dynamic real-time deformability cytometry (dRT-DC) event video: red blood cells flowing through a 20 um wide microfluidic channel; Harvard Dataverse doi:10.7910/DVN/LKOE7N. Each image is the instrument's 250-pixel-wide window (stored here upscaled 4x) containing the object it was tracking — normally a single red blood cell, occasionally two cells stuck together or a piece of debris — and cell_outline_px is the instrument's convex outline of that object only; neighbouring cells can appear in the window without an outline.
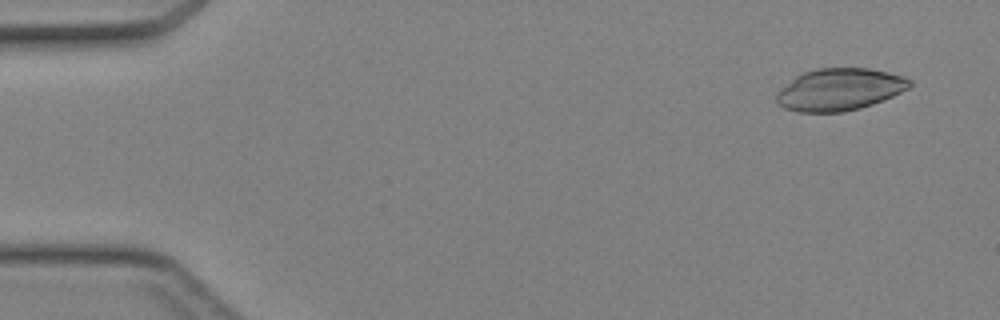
{"species": "Egyptian fruit bat (a non-hibernating species)", "species_latin": "Rousettus aegyptiacus", "temperature_condition": "cold", "stored_images_in_passage": 44, "camera_frame_rate_fps": 3000, "um_per_image_px": 0.085, "animal": {"sex": "female"}, "frame": {"image": 1, "passage_image": 3, "time_ms": 0.667, "image_size_px": [1000, 320], "cell_outline_px": [[912, 84], [908, 88], [892, 96], [872, 104], [860, 108], [844, 112], [796, 112], [784, 108], [776, 100], [776, 92], [780, 88], [796, 76], [804, 72], [816, 68], [868, 68], [888, 72], [904, 76], [912, 80]], "centroid_in_image_um": [71.35, 7.6], "position_along_channel_um": 13.7, "area_um2": 32.71}}
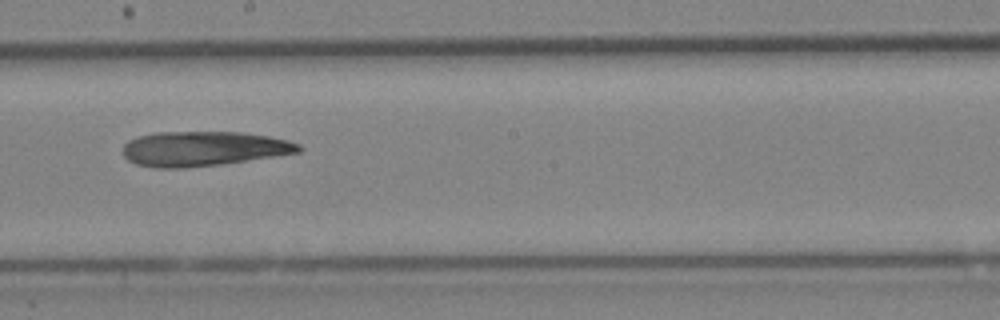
{"frame": {"image": 2, "passage_image": 25, "time_ms": 8.0, "image_size_px": [1000, 320], "cell_outline_px": [[304, 148], [300, 152], [220, 164], [184, 168], [160, 168], [136, 164], [128, 160], [124, 156], [124, 144], [128, 140], [140, 136], [156, 132], [240, 132], [268, 136], [288, 140], [300, 144]], "centroid_in_image_um": [17.3, 12.63], "position_along_channel_um": 230.9, "area_um2": 35.43}}
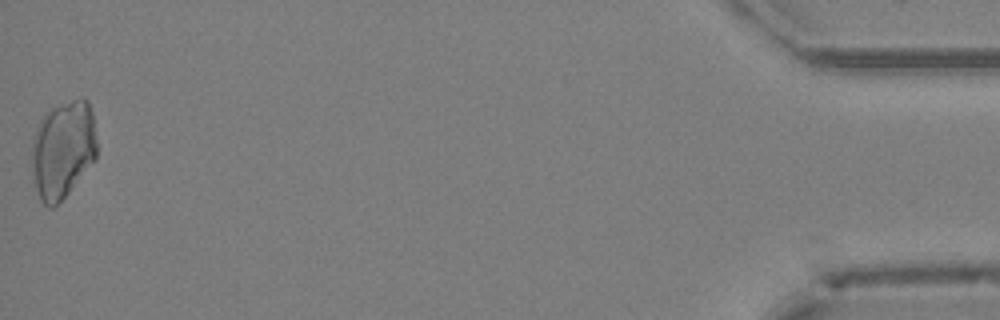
{"frame": {"image": 3, "passage_image": 44, "time_ms": 14.333, "image_size_px": [1000, 320], "cell_outline_px": [[96, 160], [68, 192], [52, 208], [48, 208], [40, 200], [32, 180], [32, 136], [44, 112], [60, 104], [80, 96], [84, 96], [88, 100], [92, 112], [96, 140]], "centroid_in_image_um": [5.33, 12.68], "position_along_channel_um": 429.9, "area_um2": 37.51}}